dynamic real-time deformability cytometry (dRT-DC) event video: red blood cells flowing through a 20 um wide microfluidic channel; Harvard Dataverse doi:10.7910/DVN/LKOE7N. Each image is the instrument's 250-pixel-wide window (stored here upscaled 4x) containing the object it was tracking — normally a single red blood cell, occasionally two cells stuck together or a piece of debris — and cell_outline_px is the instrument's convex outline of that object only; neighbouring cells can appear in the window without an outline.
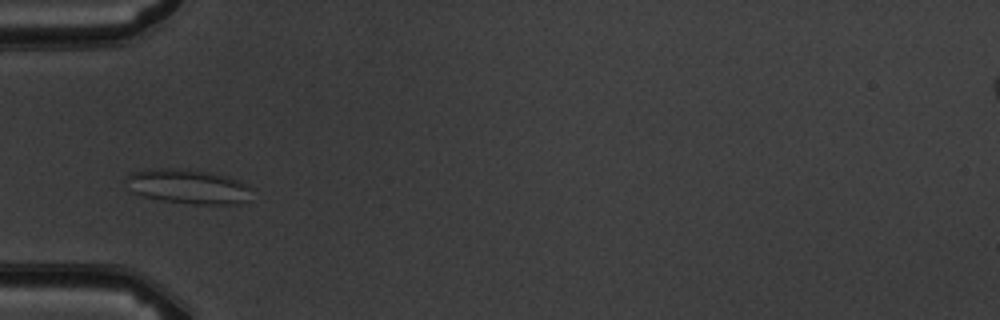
{"species": "common noctule bat (a hibernating species)", "species_latin": "Nyctalus noctula", "temperature_condition": "warm", "stored_images_in_passage": 6, "camera_frame_rate_fps": 3000, "um_per_image_px": 0.085, "animal": {"sex": "male", "body_mass_g": 19.5, "forearm_length_mm": 54.6}, "frame": {"image": 1, "passage_image": 4, "time_ms": 3.333, "image_size_px": [1000, 320], "cell_outline_px": [[252, 188], [248, 200], [236, 204], [196, 204], [164, 200], [144, 196], [132, 192], [124, 180], [124, 176], [132, 172], [152, 168], [188, 168], [208, 172], [240, 180]], "centroid_in_image_um": [15.96, 15.83], "position_along_channel_um": 69.0, "area_um2": 25.43}}
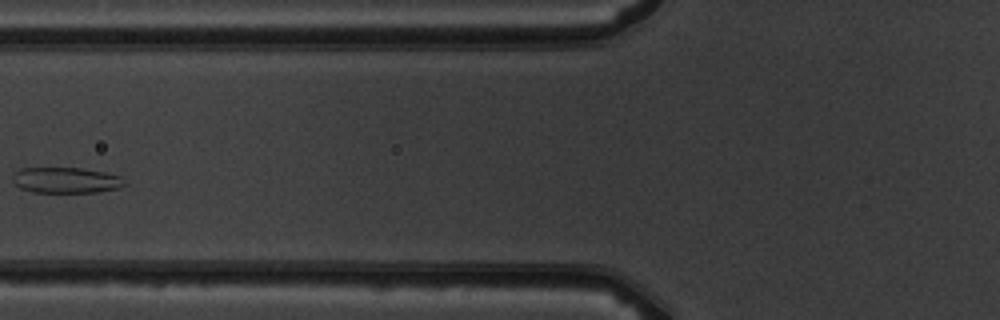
{"frame": {"image": 2, "passage_image": 5, "time_ms": 4.667, "image_size_px": [1000, 320], "cell_outline_px": [[128, 184], [120, 188], [96, 192], [32, 192], [20, 188], [12, 180], [12, 176], [20, 168], [80, 168], [104, 172], [124, 176]], "centroid_in_image_um": [5.67, 15.32], "position_along_channel_um": 120.1, "area_um2": 16.99}}